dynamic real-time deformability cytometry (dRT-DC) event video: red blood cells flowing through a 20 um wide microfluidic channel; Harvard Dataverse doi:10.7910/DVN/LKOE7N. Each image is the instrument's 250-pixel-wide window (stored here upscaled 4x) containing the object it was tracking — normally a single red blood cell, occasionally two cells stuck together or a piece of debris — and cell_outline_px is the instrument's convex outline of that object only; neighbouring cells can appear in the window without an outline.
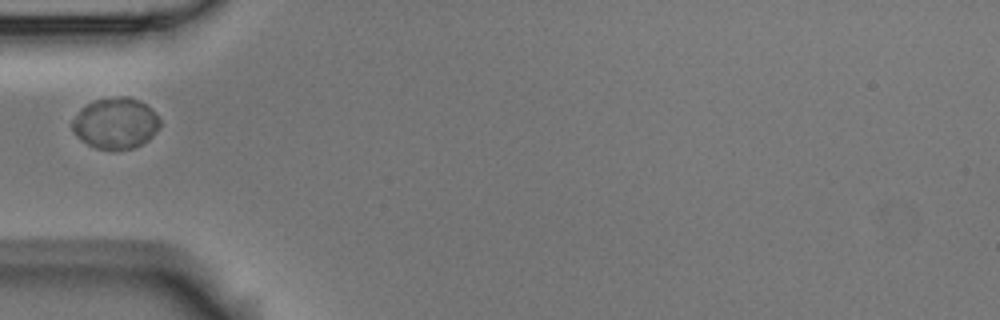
{"species": "Egyptian fruit bat (a non-hibernating species)", "species_latin": "Rousettus aegyptiacus", "temperature_condition": "room temperature", "stored_images_in_passage": 31, "camera_frame_rate_fps": 3000, "um_per_image_px": 0.085, "animal": {"sex": "male"}, "frame": {"image": 1, "passage_image": 1, "time_ms": 0.0, "image_size_px": [1000, 320], "cell_outline_px": [[160, 128], [148, 140], [132, 148], [96, 148], [80, 140], [72, 132], [72, 120], [88, 104], [96, 100], [120, 96], [128, 96], [140, 100], [160, 120]], "centroid_in_image_um": [9.82, 10.47], "position_along_channel_um": 75.2, "area_um2": 25.49}}
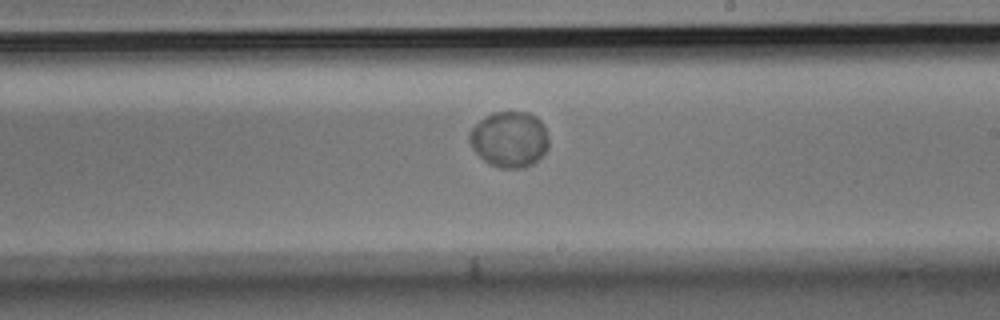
{"frame": {"image": 2, "passage_image": 15, "time_ms": 4.667, "image_size_px": [1000, 320], "cell_outline_px": [[548, 148], [532, 164], [524, 168], [500, 168], [484, 160], [472, 148], [468, 140], [468, 136], [472, 128], [484, 116], [492, 112], [528, 112], [536, 116], [544, 124], [548, 136]], "centroid_in_image_um": [43.3, 11.82], "position_along_channel_um": 245.7, "area_um2": 25.84}}
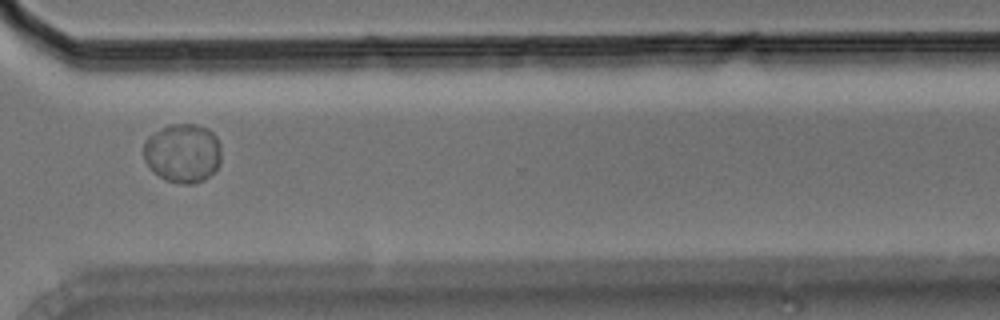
{"frame": {"image": 3, "passage_image": 24, "time_ms": 7.667, "image_size_px": [1000, 320], "cell_outline_px": [[220, 164], [204, 180], [192, 184], [184, 184], [164, 180], [144, 160], [144, 144], [148, 136], [160, 128], [168, 124], [196, 124], [208, 128], [216, 136], [220, 144]], "centroid_in_image_um": [15.54, 12.99], "position_along_channel_um": 355.1, "area_um2": 26.7}}